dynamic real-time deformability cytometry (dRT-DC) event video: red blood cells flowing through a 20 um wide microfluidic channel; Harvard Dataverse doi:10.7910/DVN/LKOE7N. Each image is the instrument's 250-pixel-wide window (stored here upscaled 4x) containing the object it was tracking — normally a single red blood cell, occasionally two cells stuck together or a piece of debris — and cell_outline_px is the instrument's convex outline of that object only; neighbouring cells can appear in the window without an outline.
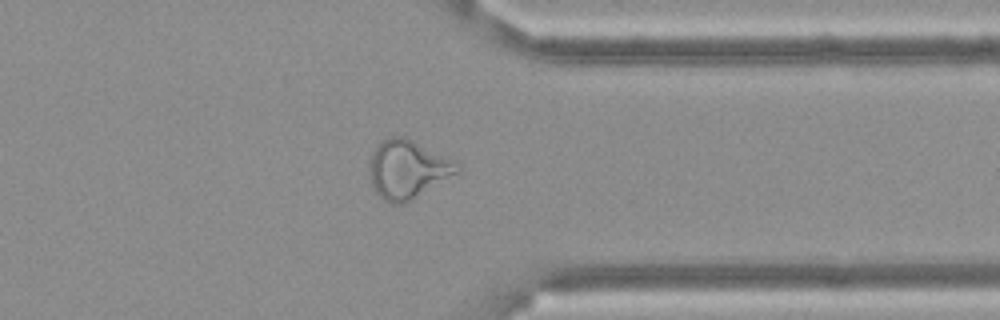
{"species": "Egyptian fruit bat (a non-hibernating species)", "species_latin": "Rousettus aegyptiacus", "temperature_condition": "cold", "stored_images_in_passage": 55, "camera_frame_rate_fps": 3000, "um_per_image_px": 0.085, "frame": {"image": 1, "passage_image": 46, "time_ms": 15.0, "image_size_px": [1000, 320], "cell_outline_px": [[460, 172], [404, 204], [392, 204], [384, 200], [376, 192], [372, 184], [368, 172], [368, 164], [372, 152], [388, 136], [404, 136], [456, 160], [460, 164]], "centroid_in_image_um": [34.66, 14.39], "position_along_channel_um": 376.7, "area_um2": 30.11}}
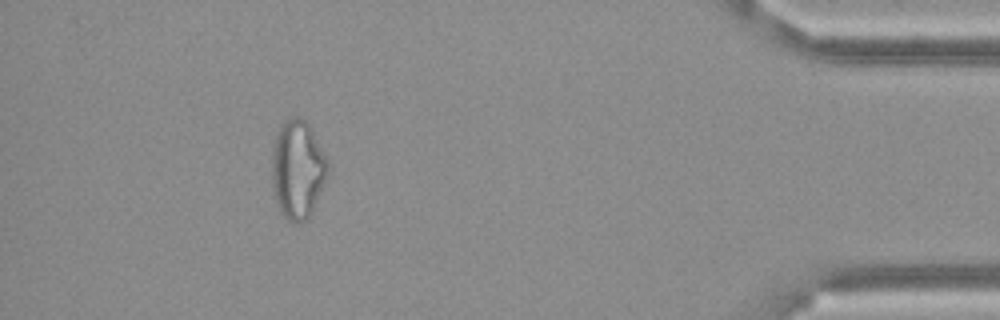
{"frame": {"image": 2, "passage_image": 53, "time_ms": 17.333, "image_size_px": [1000, 320], "cell_outline_px": [[328, 168], [324, 180], [312, 208], [308, 216], [304, 220], [296, 224], [288, 220], [280, 212], [276, 200], [272, 180], [272, 156], [276, 136], [280, 128], [288, 120], [296, 116], [304, 120], [308, 124], [328, 160]], "centroid_in_image_um": [25.28, 14.41], "position_along_channel_um": 409.9, "area_um2": 30.98}}